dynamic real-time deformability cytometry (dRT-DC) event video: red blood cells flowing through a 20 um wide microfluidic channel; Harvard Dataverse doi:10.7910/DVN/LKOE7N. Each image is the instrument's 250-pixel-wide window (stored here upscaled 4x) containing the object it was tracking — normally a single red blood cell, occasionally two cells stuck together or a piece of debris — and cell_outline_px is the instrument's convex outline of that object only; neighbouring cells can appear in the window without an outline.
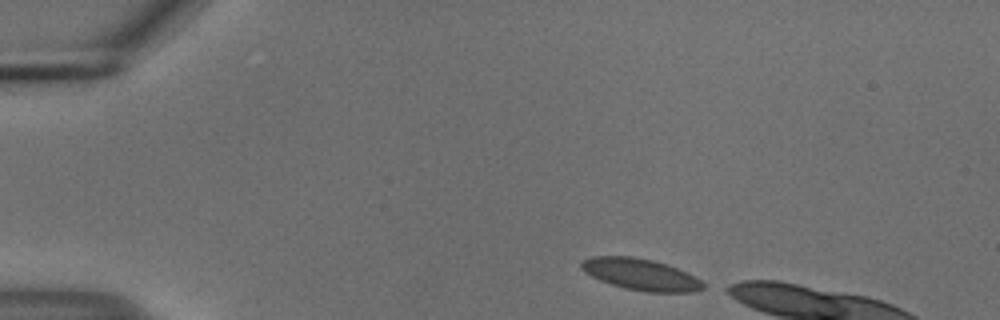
{"species": "common noctule bat (a hibernating species)", "species_latin": "Nyctalus noctula", "temperature_condition": "cold", "stored_images_in_passage": 3, "camera_frame_rate_fps": 3000, "um_per_image_px": 0.085, "animal": {"sex": "male", "body_mass_g": 18.8}, "frame": {"image": 1, "passage_image": 1, "time_ms": 0.0, "image_size_px": [1000, 320], "cell_outline_px": [[704, 288], [692, 292], [648, 292], [624, 288], [600, 280], [584, 272], [580, 268], [580, 264], [584, 260], [592, 256], [632, 256], [652, 260], [688, 272], [700, 280], [704, 284]], "centroid_in_image_um": [54.45, 23.32], "position_along_channel_um": 30.6, "area_um2": 22.2}}